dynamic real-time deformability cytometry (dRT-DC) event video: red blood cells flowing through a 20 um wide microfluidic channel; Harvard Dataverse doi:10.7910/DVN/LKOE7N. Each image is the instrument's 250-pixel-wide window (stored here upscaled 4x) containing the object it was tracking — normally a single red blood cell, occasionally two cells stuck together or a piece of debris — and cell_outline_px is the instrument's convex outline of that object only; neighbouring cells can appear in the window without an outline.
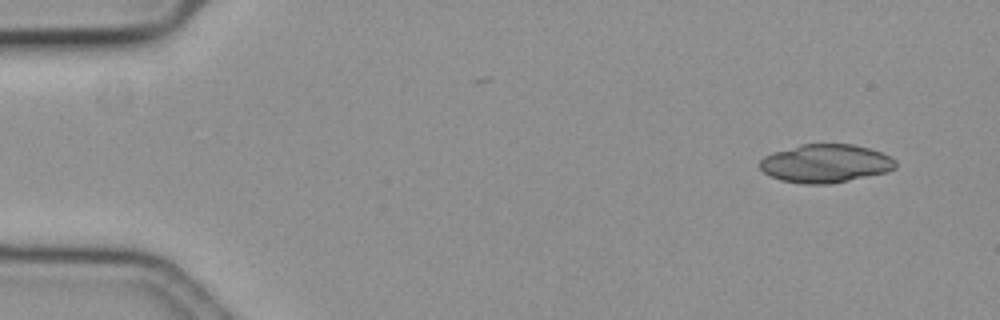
{"species": "common noctule bat (a hibernating species)", "species_latin": "Nyctalus noctula", "temperature_condition": "cold", "stored_images_in_passage": 31, "camera_frame_rate_fps": 3000, "um_per_image_px": 0.085, "animal": {"sex": "female", "body_mass_g": 19.3, "forearm_length_mm": 54.1}, "frame": {"image": 1, "passage_image": 1, "time_ms": 0.0, "image_size_px": [1000, 320], "cell_outline_px": [[896, 168], [888, 172], [832, 184], [804, 184], [780, 180], [764, 172], [760, 168], [760, 160], [764, 156], [772, 152], [800, 144], [852, 144], [868, 148], [892, 156], [896, 160]], "centroid_in_image_um": [70.19, 13.89], "position_along_channel_um": 14.8, "area_um2": 30.58}}